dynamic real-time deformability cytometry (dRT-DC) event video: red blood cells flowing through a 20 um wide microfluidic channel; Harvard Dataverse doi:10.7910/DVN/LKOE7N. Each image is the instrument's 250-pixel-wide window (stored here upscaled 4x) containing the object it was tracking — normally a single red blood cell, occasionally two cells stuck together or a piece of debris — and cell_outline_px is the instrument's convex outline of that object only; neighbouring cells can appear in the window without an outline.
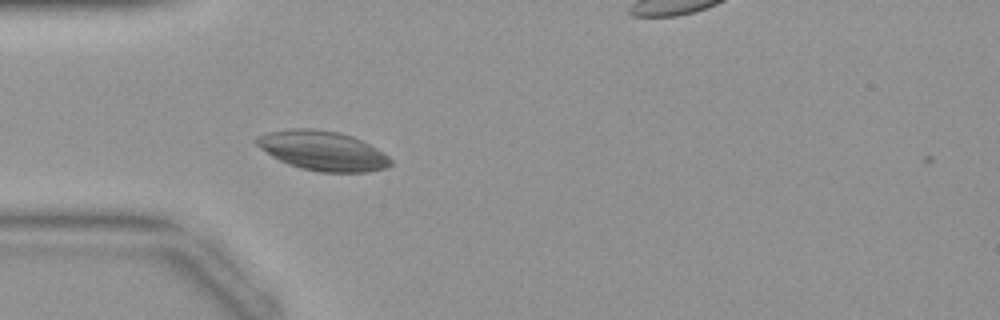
{"species": "common noctule bat (a hibernating species)", "species_latin": "Nyctalus noctula", "temperature_condition": "warm", "stored_images_in_passage": 2, "camera_frame_rate_fps": 3000, "um_per_image_px": 0.085, "animal": {"sex": "female", "body_mass_g": 19.9}, "frame": {"image": 1, "passage_image": 1, "time_ms": 0.0, "image_size_px": [1000, 320], "cell_outline_px": [[392, 164], [388, 168], [368, 172], [320, 172], [300, 168], [288, 164], [272, 156], [260, 148], [252, 140], [256, 136], [268, 132], [292, 128], [316, 128], [340, 132], [352, 136], [376, 148], [388, 156], [392, 160]], "centroid_in_image_um": [27.41, 12.81], "position_along_channel_um": 57.6, "area_um2": 31.1}}